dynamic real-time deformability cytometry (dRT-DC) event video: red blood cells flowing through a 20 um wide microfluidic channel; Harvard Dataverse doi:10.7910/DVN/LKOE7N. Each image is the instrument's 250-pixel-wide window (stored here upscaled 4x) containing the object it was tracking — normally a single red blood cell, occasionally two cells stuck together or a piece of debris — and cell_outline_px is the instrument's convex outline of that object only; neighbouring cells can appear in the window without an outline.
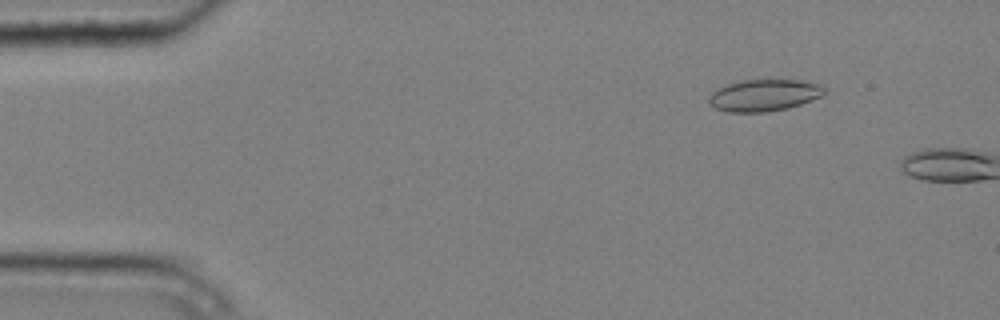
{"species": "common noctule bat (a hibernating species)", "species_latin": "Nyctalus noctula", "temperature_condition": "cold", "stored_images_in_passage": 3, "camera_frame_rate_fps": 3000, "um_per_image_px": 0.085, "animal": {"sex": "male", "body_mass_g": 20.4}, "frame": {"image": 1, "passage_image": 2, "time_ms": 0.333, "image_size_px": [1000, 320], "cell_outline_px": [[824, 92], [820, 96], [812, 100], [788, 108], [764, 112], [728, 112], [716, 108], [708, 104], [708, 96], [716, 88], [740, 80], [800, 80], [820, 84], [824, 88]], "centroid_in_image_um": [64.89, 8.09], "position_along_channel_um": 20.1, "area_um2": 21.39}}